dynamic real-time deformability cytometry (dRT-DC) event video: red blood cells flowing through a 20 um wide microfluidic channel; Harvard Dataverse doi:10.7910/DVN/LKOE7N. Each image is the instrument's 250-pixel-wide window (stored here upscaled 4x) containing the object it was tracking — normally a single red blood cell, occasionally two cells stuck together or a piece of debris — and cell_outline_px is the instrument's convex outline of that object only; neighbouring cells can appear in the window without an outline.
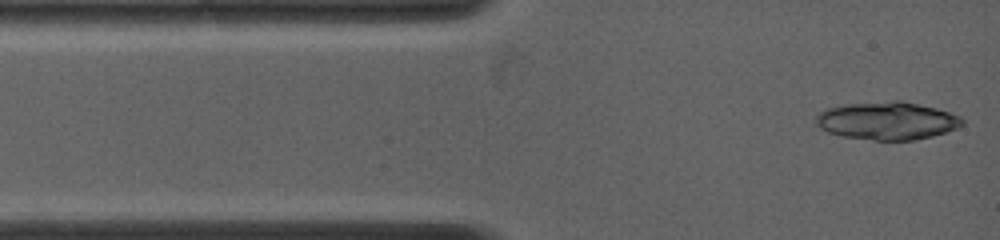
{"species": "common noctule bat (a hibernating species)", "species_latin": "Nyctalus noctula", "temperature_condition": "warm", "stored_images_in_passage": 6, "camera_frame_rate_fps": 5000, "um_per_image_px": 0.085, "animal": {"sex": "female", "body_mass_g": 19.0, "forearm_length_mm": 53.3}, "frame": {"image": 1, "passage_image": 1, "time_ms": 0.0, "image_size_px": [1000, 240], "cell_outline_px": [[964, 124], [956, 128], [932, 136], [916, 140], [876, 140], [844, 136], [828, 132], [820, 128], [816, 124], [816, 116], [820, 112], [828, 108], [848, 104], [892, 100], [900, 100], [936, 108], [960, 116], [964, 120]], "centroid_in_image_um": [75.42, 10.26], "position_along_channel_um": 9.6, "area_um2": 32.08}}